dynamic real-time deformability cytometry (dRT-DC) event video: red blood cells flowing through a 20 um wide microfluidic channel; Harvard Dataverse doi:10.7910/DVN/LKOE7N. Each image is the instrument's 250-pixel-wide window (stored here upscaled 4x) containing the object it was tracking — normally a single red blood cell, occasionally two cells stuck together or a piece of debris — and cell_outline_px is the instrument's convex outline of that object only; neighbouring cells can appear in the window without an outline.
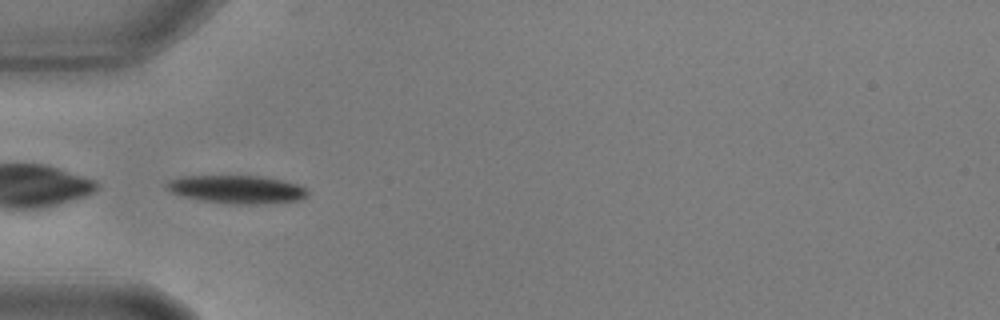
{"species": "common noctule bat (a hibernating species)", "species_latin": "Nyctalus noctula", "temperature_condition": "warm", "stored_images_in_passage": 40, "camera_frame_rate_fps": 3000, "um_per_image_px": 0.085, "animal": {"sex": "male", "body_mass_g": 17.9, "forearm_length_mm": 54.2}, "frame": {"image": 1, "passage_image": 1, "time_ms": 0.0, "image_size_px": [1000, 320], "cell_outline_px": [[308, 192], [304, 196], [296, 200], [264, 204], [228, 204], [204, 200], [172, 192], [168, 188], [168, 184], [172, 180], [184, 176], [260, 176], [280, 180], [296, 184], [304, 188]], "centroid_in_image_um": [20.17, 16.1], "position_along_channel_um": 64.8, "area_um2": 22.31}}
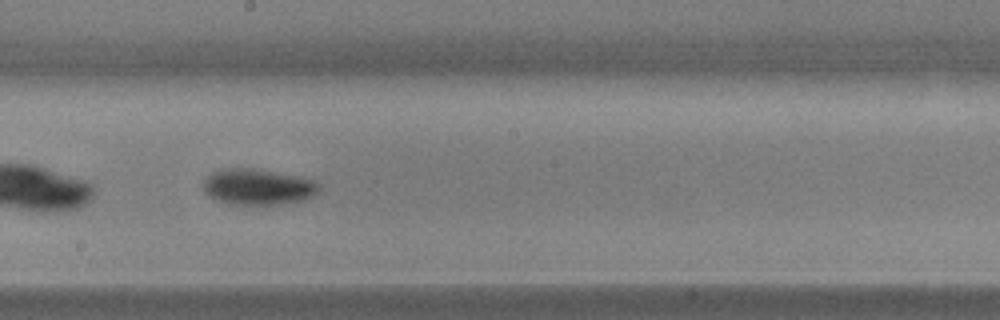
{"frame": {"image": 2, "passage_image": 15, "time_ms": 4.667, "image_size_px": [1000, 320], "cell_outline_px": [[320, 188], [316, 196], [304, 200], [280, 204], [228, 204], [204, 192], [204, 180], [212, 172], [224, 168], [252, 168], [300, 176], [312, 180], [320, 184]], "centroid_in_image_um": [21.97, 15.87], "position_along_channel_um": 226.2, "area_um2": 24.22}}
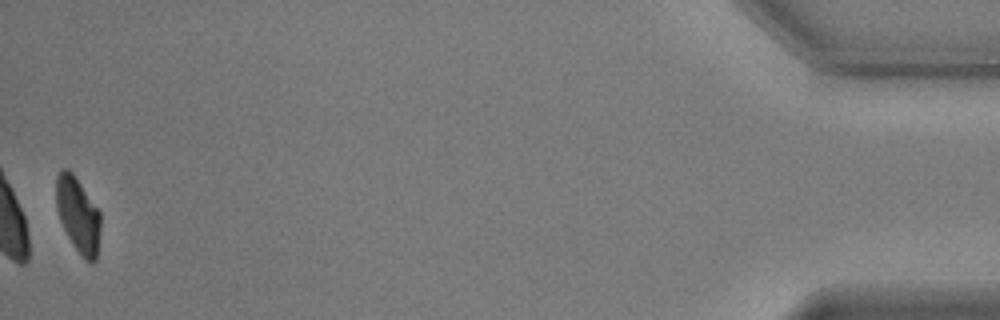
{"frame": {"image": 3, "passage_image": 40, "time_ms": 13.0, "image_size_px": [1000, 320], "cell_outline_px": [[100, 228], [96, 260], [92, 264], [84, 260], [72, 244], [60, 220], [56, 208], [56, 176], [64, 168], [68, 168], [72, 172], [100, 212]], "centroid_in_image_um": [6.63, 18.29], "position_along_channel_um": 428.6, "area_um2": 19.36}}